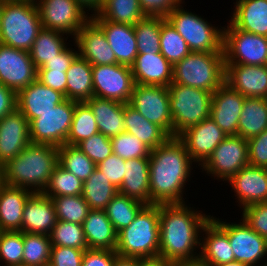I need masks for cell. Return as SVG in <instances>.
I'll list each match as a JSON object with an SVG mask.
<instances>
[{"label": "cell", "instance_id": "6da1fadb", "mask_svg": "<svg viewBox=\"0 0 267 266\" xmlns=\"http://www.w3.org/2000/svg\"><path fill=\"white\" fill-rule=\"evenodd\" d=\"M189 206L186 202L159 204V258L172 263L199 258L201 231L211 215Z\"/></svg>", "mask_w": 267, "mask_h": 266}, {"label": "cell", "instance_id": "7a4b0ae2", "mask_svg": "<svg viewBox=\"0 0 267 266\" xmlns=\"http://www.w3.org/2000/svg\"><path fill=\"white\" fill-rule=\"evenodd\" d=\"M194 161L178 137H169L149 155L150 204L185 203L183 198Z\"/></svg>", "mask_w": 267, "mask_h": 266}, {"label": "cell", "instance_id": "3957f363", "mask_svg": "<svg viewBox=\"0 0 267 266\" xmlns=\"http://www.w3.org/2000/svg\"><path fill=\"white\" fill-rule=\"evenodd\" d=\"M58 164V147L29 143L0 168L1 182L33 193H42Z\"/></svg>", "mask_w": 267, "mask_h": 266}, {"label": "cell", "instance_id": "277c9868", "mask_svg": "<svg viewBox=\"0 0 267 266\" xmlns=\"http://www.w3.org/2000/svg\"><path fill=\"white\" fill-rule=\"evenodd\" d=\"M159 205H145L132 223L117 233L116 253L124 258L151 259L159 255Z\"/></svg>", "mask_w": 267, "mask_h": 266}, {"label": "cell", "instance_id": "5b68a950", "mask_svg": "<svg viewBox=\"0 0 267 266\" xmlns=\"http://www.w3.org/2000/svg\"><path fill=\"white\" fill-rule=\"evenodd\" d=\"M41 29L40 13L36 3L3 0L0 44L29 52Z\"/></svg>", "mask_w": 267, "mask_h": 266}, {"label": "cell", "instance_id": "8992f818", "mask_svg": "<svg viewBox=\"0 0 267 266\" xmlns=\"http://www.w3.org/2000/svg\"><path fill=\"white\" fill-rule=\"evenodd\" d=\"M225 78L224 53L190 52L173 65L172 84L215 92Z\"/></svg>", "mask_w": 267, "mask_h": 266}, {"label": "cell", "instance_id": "52a82bcc", "mask_svg": "<svg viewBox=\"0 0 267 266\" xmlns=\"http://www.w3.org/2000/svg\"><path fill=\"white\" fill-rule=\"evenodd\" d=\"M173 137L210 117L212 95L203 89L171 84L168 86Z\"/></svg>", "mask_w": 267, "mask_h": 266}, {"label": "cell", "instance_id": "ba28073f", "mask_svg": "<svg viewBox=\"0 0 267 266\" xmlns=\"http://www.w3.org/2000/svg\"><path fill=\"white\" fill-rule=\"evenodd\" d=\"M171 26L185 40L191 52L224 53V29L212 26L211 23L181 4L166 18Z\"/></svg>", "mask_w": 267, "mask_h": 266}, {"label": "cell", "instance_id": "9c48e42d", "mask_svg": "<svg viewBox=\"0 0 267 266\" xmlns=\"http://www.w3.org/2000/svg\"><path fill=\"white\" fill-rule=\"evenodd\" d=\"M227 24L223 27L225 64L267 65V37L237 29L229 21Z\"/></svg>", "mask_w": 267, "mask_h": 266}, {"label": "cell", "instance_id": "30bf717a", "mask_svg": "<svg viewBox=\"0 0 267 266\" xmlns=\"http://www.w3.org/2000/svg\"><path fill=\"white\" fill-rule=\"evenodd\" d=\"M75 111V101L65 99L29 123L31 143L60 147L66 144Z\"/></svg>", "mask_w": 267, "mask_h": 266}, {"label": "cell", "instance_id": "8fae6325", "mask_svg": "<svg viewBox=\"0 0 267 266\" xmlns=\"http://www.w3.org/2000/svg\"><path fill=\"white\" fill-rule=\"evenodd\" d=\"M36 4L42 28L62 32L73 39L91 19L77 0H38Z\"/></svg>", "mask_w": 267, "mask_h": 266}, {"label": "cell", "instance_id": "7c38bea8", "mask_svg": "<svg viewBox=\"0 0 267 266\" xmlns=\"http://www.w3.org/2000/svg\"><path fill=\"white\" fill-rule=\"evenodd\" d=\"M249 164L248 140L237 135L227 136L199 167L214 179L228 181ZM211 174V175H210Z\"/></svg>", "mask_w": 267, "mask_h": 266}, {"label": "cell", "instance_id": "4fadbf2b", "mask_svg": "<svg viewBox=\"0 0 267 266\" xmlns=\"http://www.w3.org/2000/svg\"><path fill=\"white\" fill-rule=\"evenodd\" d=\"M129 104L144 118L173 137L170 99L167 86L135 84Z\"/></svg>", "mask_w": 267, "mask_h": 266}, {"label": "cell", "instance_id": "5bb4252c", "mask_svg": "<svg viewBox=\"0 0 267 266\" xmlns=\"http://www.w3.org/2000/svg\"><path fill=\"white\" fill-rule=\"evenodd\" d=\"M212 219L228 234L235 261L248 266L256 265L267 255V240L252 230L241 218L238 223L222 221L219 218ZM265 256V257H264Z\"/></svg>", "mask_w": 267, "mask_h": 266}, {"label": "cell", "instance_id": "9a60e30c", "mask_svg": "<svg viewBox=\"0 0 267 266\" xmlns=\"http://www.w3.org/2000/svg\"><path fill=\"white\" fill-rule=\"evenodd\" d=\"M94 96L129 103L134 88L131 67L122 64L92 65Z\"/></svg>", "mask_w": 267, "mask_h": 266}, {"label": "cell", "instance_id": "2e32d148", "mask_svg": "<svg viewBox=\"0 0 267 266\" xmlns=\"http://www.w3.org/2000/svg\"><path fill=\"white\" fill-rule=\"evenodd\" d=\"M30 53L0 44V83L16 93L37 80Z\"/></svg>", "mask_w": 267, "mask_h": 266}, {"label": "cell", "instance_id": "e0dca14e", "mask_svg": "<svg viewBox=\"0 0 267 266\" xmlns=\"http://www.w3.org/2000/svg\"><path fill=\"white\" fill-rule=\"evenodd\" d=\"M227 135L209 117L182 132L178 138L185 145L191 159L202 165Z\"/></svg>", "mask_w": 267, "mask_h": 266}, {"label": "cell", "instance_id": "ac0fdd59", "mask_svg": "<svg viewBox=\"0 0 267 266\" xmlns=\"http://www.w3.org/2000/svg\"><path fill=\"white\" fill-rule=\"evenodd\" d=\"M226 183L234 190L235 199L241 209L252 204L267 202V168L248 164Z\"/></svg>", "mask_w": 267, "mask_h": 266}, {"label": "cell", "instance_id": "d6986e66", "mask_svg": "<svg viewBox=\"0 0 267 266\" xmlns=\"http://www.w3.org/2000/svg\"><path fill=\"white\" fill-rule=\"evenodd\" d=\"M245 97L223 83L212 95L210 118L227 135H237Z\"/></svg>", "mask_w": 267, "mask_h": 266}, {"label": "cell", "instance_id": "ffe728a7", "mask_svg": "<svg viewBox=\"0 0 267 266\" xmlns=\"http://www.w3.org/2000/svg\"><path fill=\"white\" fill-rule=\"evenodd\" d=\"M224 83L244 97L267 99V65L225 64Z\"/></svg>", "mask_w": 267, "mask_h": 266}, {"label": "cell", "instance_id": "44dd1931", "mask_svg": "<svg viewBox=\"0 0 267 266\" xmlns=\"http://www.w3.org/2000/svg\"><path fill=\"white\" fill-rule=\"evenodd\" d=\"M29 143V122L16 108L0 119V168Z\"/></svg>", "mask_w": 267, "mask_h": 266}, {"label": "cell", "instance_id": "7402d4cb", "mask_svg": "<svg viewBox=\"0 0 267 266\" xmlns=\"http://www.w3.org/2000/svg\"><path fill=\"white\" fill-rule=\"evenodd\" d=\"M74 45L78 48L79 55L91 65L117 63L103 30L92 19L79 30L74 38Z\"/></svg>", "mask_w": 267, "mask_h": 266}, {"label": "cell", "instance_id": "603a6c76", "mask_svg": "<svg viewBox=\"0 0 267 266\" xmlns=\"http://www.w3.org/2000/svg\"><path fill=\"white\" fill-rule=\"evenodd\" d=\"M91 19L103 30L118 64L131 66L138 55L133 25L103 20L96 13Z\"/></svg>", "mask_w": 267, "mask_h": 266}, {"label": "cell", "instance_id": "cb8c5ba5", "mask_svg": "<svg viewBox=\"0 0 267 266\" xmlns=\"http://www.w3.org/2000/svg\"><path fill=\"white\" fill-rule=\"evenodd\" d=\"M65 95L35 80L17 92V109L30 123L41 113L52 110L65 100Z\"/></svg>", "mask_w": 267, "mask_h": 266}, {"label": "cell", "instance_id": "d4e9b609", "mask_svg": "<svg viewBox=\"0 0 267 266\" xmlns=\"http://www.w3.org/2000/svg\"><path fill=\"white\" fill-rule=\"evenodd\" d=\"M57 223L55 206L43 193H33L23 209L21 231L50 235Z\"/></svg>", "mask_w": 267, "mask_h": 266}, {"label": "cell", "instance_id": "484cf974", "mask_svg": "<svg viewBox=\"0 0 267 266\" xmlns=\"http://www.w3.org/2000/svg\"><path fill=\"white\" fill-rule=\"evenodd\" d=\"M130 67L135 84L168 87L173 82V65L160 52L138 54Z\"/></svg>", "mask_w": 267, "mask_h": 266}, {"label": "cell", "instance_id": "4316f807", "mask_svg": "<svg viewBox=\"0 0 267 266\" xmlns=\"http://www.w3.org/2000/svg\"><path fill=\"white\" fill-rule=\"evenodd\" d=\"M199 257L211 266L235 261L228 234L211 218L202 228Z\"/></svg>", "mask_w": 267, "mask_h": 266}, {"label": "cell", "instance_id": "83f0119b", "mask_svg": "<svg viewBox=\"0 0 267 266\" xmlns=\"http://www.w3.org/2000/svg\"><path fill=\"white\" fill-rule=\"evenodd\" d=\"M33 192L0 182V231H21L23 209Z\"/></svg>", "mask_w": 267, "mask_h": 266}, {"label": "cell", "instance_id": "f1b7e54d", "mask_svg": "<svg viewBox=\"0 0 267 266\" xmlns=\"http://www.w3.org/2000/svg\"><path fill=\"white\" fill-rule=\"evenodd\" d=\"M124 173L118 193L150 205L149 158L125 160Z\"/></svg>", "mask_w": 267, "mask_h": 266}, {"label": "cell", "instance_id": "f546056e", "mask_svg": "<svg viewBox=\"0 0 267 266\" xmlns=\"http://www.w3.org/2000/svg\"><path fill=\"white\" fill-rule=\"evenodd\" d=\"M229 22L237 29L267 37V1L236 0Z\"/></svg>", "mask_w": 267, "mask_h": 266}, {"label": "cell", "instance_id": "4dcf8cb0", "mask_svg": "<svg viewBox=\"0 0 267 266\" xmlns=\"http://www.w3.org/2000/svg\"><path fill=\"white\" fill-rule=\"evenodd\" d=\"M82 227L88 249L116 250L117 232L104 210H90Z\"/></svg>", "mask_w": 267, "mask_h": 266}, {"label": "cell", "instance_id": "1f68e13d", "mask_svg": "<svg viewBox=\"0 0 267 266\" xmlns=\"http://www.w3.org/2000/svg\"><path fill=\"white\" fill-rule=\"evenodd\" d=\"M86 103L93 112L100 133L112 138L125 132L124 103L95 96Z\"/></svg>", "mask_w": 267, "mask_h": 266}, {"label": "cell", "instance_id": "d6a6232c", "mask_svg": "<svg viewBox=\"0 0 267 266\" xmlns=\"http://www.w3.org/2000/svg\"><path fill=\"white\" fill-rule=\"evenodd\" d=\"M124 125L125 132L136 136L151 150L170 137L161 127L144 118L129 103H124Z\"/></svg>", "mask_w": 267, "mask_h": 266}, {"label": "cell", "instance_id": "836d02e7", "mask_svg": "<svg viewBox=\"0 0 267 266\" xmlns=\"http://www.w3.org/2000/svg\"><path fill=\"white\" fill-rule=\"evenodd\" d=\"M67 99L86 102L94 96L92 65L78 55L66 71Z\"/></svg>", "mask_w": 267, "mask_h": 266}, {"label": "cell", "instance_id": "e575fe53", "mask_svg": "<svg viewBox=\"0 0 267 266\" xmlns=\"http://www.w3.org/2000/svg\"><path fill=\"white\" fill-rule=\"evenodd\" d=\"M267 129V99L245 97L237 136L250 139Z\"/></svg>", "mask_w": 267, "mask_h": 266}, {"label": "cell", "instance_id": "d590c367", "mask_svg": "<svg viewBox=\"0 0 267 266\" xmlns=\"http://www.w3.org/2000/svg\"><path fill=\"white\" fill-rule=\"evenodd\" d=\"M66 34L42 28L35 39L30 57L37 69L43 67L46 63L58 56L68 45L66 43L69 36Z\"/></svg>", "mask_w": 267, "mask_h": 266}, {"label": "cell", "instance_id": "8d00e7d4", "mask_svg": "<svg viewBox=\"0 0 267 266\" xmlns=\"http://www.w3.org/2000/svg\"><path fill=\"white\" fill-rule=\"evenodd\" d=\"M117 193L118 188L111 184L97 168L83 182L82 197L91 210H105Z\"/></svg>", "mask_w": 267, "mask_h": 266}, {"label": "cell", "instance_id": "74e56055", "mask_svg": "<svg viewBox=\"0 0 267 266\" xmlns=\"http://www.w3.org/2000/svg\"><path fill=\"white\" fill-rule=\"evenodd\" d=\"M96 14L103 20L130 25L145 17L139 0H103Z\"/></svg>", "mask_w": 267, "mask_h": 266}, {"label": "cell", "instance_id": "f35d334b", "mask_svg": "<svg viewBox=\"0 0 267 266\" xmlns=\"http://www.w3.org/2000/svg\"><path fill=\"white\" fill-rule=\"evenodd\" d=\"M144 206V203L136 199L117 193L104 211L118 233L132 223Z\"/></svg>", "mask_w": 267, "mask_h": 266}, {"label": "cell", "instance_id": "ab89813d", "mask_svg": "<svg viewBox=\"0 0 267 266\" xmlns=\"http://www.w3.org/2000/svg\"><path fill=\"white\" fill-rule=\"evenodd\" d=\"M58 163L82 182H85L97 168V165L76 145L69 144L58 147Z\"/></svg>", "mask_w": 267, "mask_h": 266}, {"label": "cell", "instance_id": "60d3db41", "mask_svg": "<svg viewBox=\"0 0 267 266\" xmlns=\"http://www.w3.org/2000/svg\"><path fill=\"white\" fill-rule=\"evenodd\" d=\"M98 132V125L90 106L86 102H75V111L66 144L77 145Z\"/></svg>", "mask_w": 267, "mask_h": 266}, {"label": "cell", "instance_id": "b9f144b4", "mask_svg": "<svg viewBox=\"0 0 267 266\" xmlns=\"http://www.w3.org/2000/svg\"><path fill=\"white\" fill-rule=\"evenodd\" d=\"M138 54L160 52L161 17L145 16L133 25Z\"/></svg>", "mask_w": 267, "mask_h": 266}, {"label": "cell", "instance_id": "7bdbcfd3", "mask_svg": "<svg viewBox=\"0 0 267 266\" xmlns=\"http://www.w3.org/2000/svg\"><path fill=\"white\" fill-rule=\"evenodd\" d=\"M22 265L44 266L49 264L51 255V240L46 234L23 232Z\"/></svg>", "mask_w": 267, "mask_h": 266}, {"label": "cell", "instance_id": "ee69618b", "mask_svg": "<svg viewBox=\"0 0 267 266\" xmlns=\"http://www.w3.org/2000/svg\"><path fill=\"white\" fill-rule=\"evenodd\" d=\"M190 52L185 40L165 18L161 17L160 53L174 65Z\"/></svg>", "mask_w": 267, "mask_h": 266}, {"label": "cell", "instance_id": "f6af8a7d", "mask_svg": "<svg viewBox=\"0 0 267 266\" xmlns=\"http://www.w3.org/2000/svg\"><path fill=\"white\" fill-rule=\"evenodd\" d=\"M83 182L59 163L42 192L48 197L82 195Z\"/></svg>", "mask_w": 267, "mask_h": 266}, {"label": "cell", "instance_id": "bcb514c9", "mask_svg": "<svg viewBox=\"0 0 267 266\" xmlns=\"http://www.w3.org/2000/svg\"><path fill=\"white\" fill-rule=\"evenodd\" d=\"M57 220L82 225L91 210L82 195L51 197Z\"/></svg>", "mask_w": 267, "mask_h": 266}, {"label": "cell", "instance_id": "7dc6e473", "mask_svg": "<svg viewBox=\"0 0 267 266\" xmlns=\"http://www.w3.org/2000/svg\"><path fill=\"white\" fill-rule=\"evenodd\" d=\"M49 236L52 246L88 250L83 227L80 224L57 220Z\"/></svg>", "mask_w": 267, "mask_h": 266}, {"label": "cell", "instance_id": "c3c4849f", "mask_svg": "<svg viewBox=\"0 0 267 266\" xmlns=\"http://www.w3.org/2000/svg\"><path fill=\"white\" fill-rule=\"evenodd\" d=\"M23 250L22 231H0V262L3 260V266L22 265Z\"/></svg>", "mask_w": 267, "mask_h": 266}, {"label": "cell", "instance_id": "681fc988", "mask_svg": "<svg viewBox=\"0 0 267 266\" xmlns=\"http://www.w3.org/2000/svg\"><path fill=\"white\" fill-rule=\"evenodd\" d=\"M113 154L124 160L136 158H149L151 149L142 143L136 136L127 132L120 133L111 138Z\"/></svg>", "mask_w": 267, "mask_h": 266}, {"label": "cell", "instance_id": "f907efd6", "mask_svg": "<svg viewBox=\"0 0 267 266\" xmlns=\"http://www.w3.org/2000/svg\"><path fill=\"white\" fill-rule=\"evenodd\" d=\"M96 165L113 154L111 138L98 132L76 145Z\"/></svg>", "mask_w": 267, "mask_h": 266}, {"label": "cell", "instance_id": "816d5d0a", "mask_svg": "<svg viewBox=\"0 0 267 266\" xmlns=\"http://www.w3.org/2000/svg\"><path fill=\"white\" fill-rule=\"evenodd\" d=\"M242 219L267 240V202L252 204L242 209Z\"/></svg>", "mask_w": 267, "mask_h": 266}, {"label": "cell", "instance_id": "f5cc1de1", "mask_svg": "<svg viewBox=\"0 0 267 266\" xmlns=\"http://www.w3.org/2000/svg\"><path fill=\"white\" fill-rule=\"evenodd\" d=\"M85 250L73 247L52 246L51 266H82Z\"/></svg>", "mask_w": 267, "mask_h": 266}, {"label": "cell", "instance_id": "db71d44e", "mask_svg": "<svg viewBox=\"0 0 267 266\" xmlns=\"http://www.w3.org/2000/svg\"><path fill=\"white\" fill-rule=\"evenodd\" d=\"M97 169L103 173L116 188L121 186L125 175V160L123 158L111 154L105 160L97 164Z\"/></svg>", "mask_w": 267, "mask_h": 266}, {"label": "cell", "instance_id": "11a10c76", "mask_svg": "<svg viewBox=\"0 0 267 266\" xmlns=\"http://www.w3.org/2000/svg\"><path fill=\"white\" fill-rule=\"evenodd\" d=\"M184 0H139V5L145 16L166 18Z\"/></svg>", "mask_w": 267, "mask_h": 266}, {"label": "cell", "instance_id": "9f6ffc18", "mask_svg": "<svg viewBox=\"0 0 267 266\" xmlns=\"http://www.w3.org/2000/svg\"><path fill=\"white\" fill-rule=\"evenodd\" d=\"M249 164L267 168V129L248 139Z\"/></svg>", "mask_w": 267, "mask_h": 266}, {"label": "cell", "instance_id": "6f0895ef", "mask_svg": "<svg viewBox=\"0 0 267 266\" xmlns=\"http://www.w3.org/2000/svg\"><path fill=\"white\" fill-rule=\"evenodd\" d=\"M37 80L43 85L60 91L67 99V75L62 70H38Z\"/></svg>", "mask_w": 267, "mask_h": 266}, {"label": "cell", "instance_id": "680465c9", "mask_svg": "<svg viewBox=\"0 0 267 266\" xmlns=\"http://www.w3.org/2000/svg\"><path fill=\"white\" fill-rule=\"evenodd\" d=\"M119 255L112 250L88 249L85 250L82 266H114Z\"/></svg>", "mask_w": 267, "mask_h": 266}, {"label": "cell", "instance_id": "91938a15", "mask_svg": "<svg viewBox=\"0 0 267 266\" xmlns=\"http://www.w3.org/2000/svg\"><path fill=\"white\" fill-rule=\"evenodd\" d=\"M68 45L58 56L54 57L48 63L38 70H62L66 72L73 63L79 52Z\"/></svg>", "mask_w": 267, "mask_h": 266}, {"label": "cell", "instance_id": "94428289", "mask_svg": "<svg viewBox=\"0 0 267 266\" xmlns=\"http://www.w3.org/2000/svg\"><path fill=\"white\" fill-rule=\"evenodd\" d=\"M17 108V93L0 83V119Z\"/></svg>", "mask_w": 267, "mask_h": 266}, {"label": "cell", "instance_id": "6125c7cd", "mask_svg": "<svg viewBox=\"0 0 267 266\" xmlns=\"http://www.w3.org/2000/svg\"><path fill=\"white\" fill-rule=\"evenodd\" d=\"M172 262L162 258L139 259L138 266H172Z\"/></svg>", "mask_w": 267, "mask_h": 266}, {"label": "cell", "instance_id": "be15d7a7", "mask_svg": "<svg viewBox=\"0 0 267 266\" xmlns=\"http://www.w3.org/2000/svg\"><path fill=\"white\" fill-rule=\"evenodd\" d=\"M88 13L91 10V13H96L101 5H102V0H77ZM88 9V10H87Z\"/></svg>", "mask_w": 267, "mask_h": 266}, {"label": "cell", "instance_id": "e7e4bbea", "mask_svg": "<svg viewBox=\"0 0 267 266\" xmlns=\"http://www.w3.org/2000/svg\"><path fill=\"white\" fill-rule=\"evenodd\" d=\"M172 266H211L208 262L203 261L200 257L193 260L177 261Z\"/></svg>", "mask_w": 267, "mask_h": 266}, {"label": "cell", "instance_id": "03108f58", "mask_svg": "<svg viewBox=\"0 0 267 266\" xmlns=\"http://www.w3.org/2000/svg\"><path fill=\"white\" fill-rule=\"evenodd\" d=\"M138 264V258H124L120 256H118L114 262V266H138Z\"/></svg>", "mask_w": 267, "mask_h": 266}, {"label": "cell", "instance_id": "003e7915", "mask_svg": "<svg viewBox=\"0 0 267 266\" xmlns=\"http://www.w3.org/2000/svg\"><path fill=\"white\" fill-rule=\"evenodd\" d=\"M216 266H248V265L243 264V263L238 262V261H232V262H228V263H224V264L216 265Z\"/></svg>", "mask_w": 267, "mask_h": 266}, {"label": "cell", "instance_id": "a7ac6f4b", "mask_svg": "<svg viewBox=\"0 0 267 266\" xmlns=\"http://www.w3.org/2000/svg\"><path fill=\"white\" fill-rule=\"evenodd\" d=\"M2 5H3V0H0V19H1V13H2Z\"/></svg>", "mask_w": 267, "mask_h": 266}, {"label": "cell", "instance_id": "89a4df30", "mask_svg": "<svg viewBox=\"0 0 267 266\" xmlns=\"http://www.w3.org/2000/svg\"><path fill=\"white\" fill-rule=\"evenodd\" d=\"M19 1H31V2L36 3L38 0H19Z\"/></svg>", "mask_w": 267, "mask_h": 266}, {"label": "cell", "instance_id": "2644e50d", "mask_svg": "<svg viewBox=\"0 0 267 266\" xmlns=\"http://www.w3.org/2000/svg\"><path fill=\"white\" fill-rule=\"evenodd\" d=\"M260 266H267V262H264V264H259Z\"/></svg>", "mask_w": 267, "mask_h": 266}]
</instances>
